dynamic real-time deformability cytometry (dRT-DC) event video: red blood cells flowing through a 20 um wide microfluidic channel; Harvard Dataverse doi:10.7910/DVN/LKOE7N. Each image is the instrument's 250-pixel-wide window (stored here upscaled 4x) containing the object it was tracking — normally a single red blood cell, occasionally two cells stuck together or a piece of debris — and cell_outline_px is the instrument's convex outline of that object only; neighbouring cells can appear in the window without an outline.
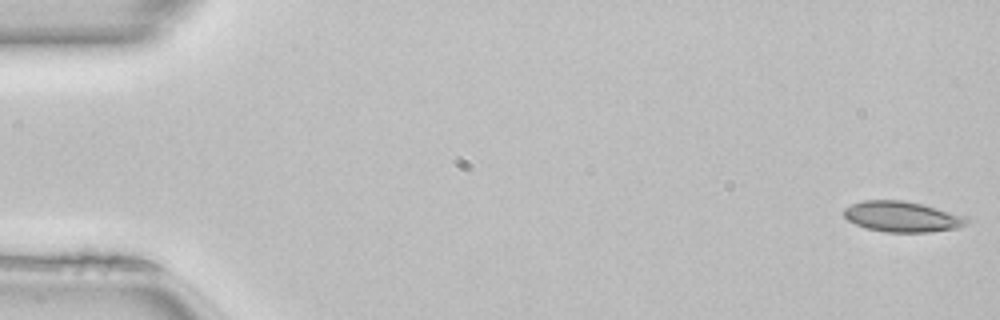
{"species": "common noctule bat (a hibernating species)", "species_latin": "Nyctalus noctula", "temperature_condition": "room temperature", "stored_images_in_passage": 50, "camera_frame_rate_fps": 3000, "um_per_image_px": 0.085, "animal": {"sex": "female", "body_mass_g": 22.7, "forearm_length_mm": 54.2}, "frame": {"image": 1, "passage_image": 1, "time_ms": 0.0, "image_size_px": [1000, 320], "cell_outline_px": [[968, 224], [956, 228], [928, 232], [884, 232], [864, 228], [848, 220], [844, 216], [844, 208], [852, 204], [864, 200], [904, 200], [968, 216]], "centroid_in_image_um": [76.68, 18.42], "position_along_channel_um": 8.3, "area_um2": 21.91}}
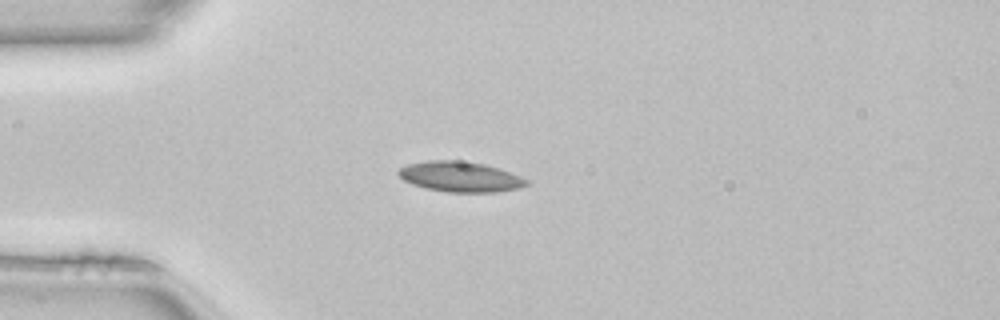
{"frame": {"image": 2, "passage_image": 13, "time_ms": 4.0, "image_size_px": [1000, 320], "cell_outline_px": [[528, 184], [520, 188], [496, 192], [448, 192], [428, 188], [412, 184], [404, 180], [396, 172], [400, 168], [408, 164], [428, 160], [456, 160], [484, 164], [520, 176], [528, 180]], "centroid_in_image_um": [39.11, 15.02], "position_along_channel_um": 45.9, "area_um2": 22.37}}
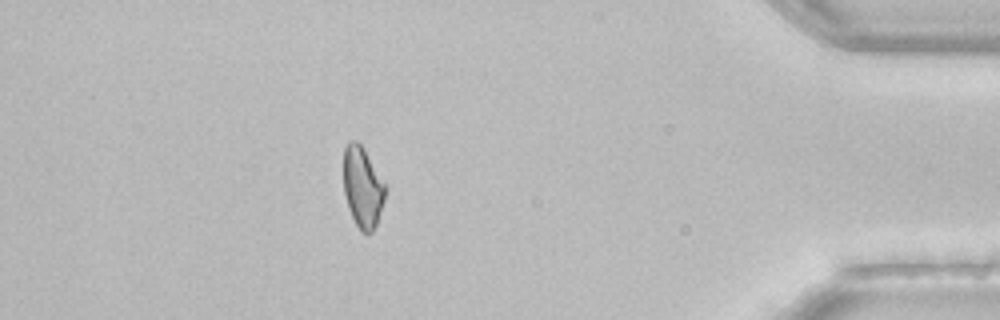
{"frame": {"image": 3, "passage_image": 44, "time_ms": 14.333, "image_size_px": [1000, 320], "cell_outline_px": [[384, 200], [376, 224], [372, 232], [360, 232], [348, 208], [344, 192], [344, 148], [348, 140], [356, 140], [360, 144], [384, 184]], "centroid_in_image_um": [30.78, 15.92], "position_along_channel_um": 404.4, "area_um2": 19.02}, "authors_computed_cell_mechanics": {"area_um2": 21.3282, "velocity_mm_per_s": 4.1095, "shape_relaxation_time_tau1_ms": null, "shape_relaxation_time_tau2_ms": 3.5829, "deformation_change_tau1": null, "deformation_change_tau2": 0.0893}}